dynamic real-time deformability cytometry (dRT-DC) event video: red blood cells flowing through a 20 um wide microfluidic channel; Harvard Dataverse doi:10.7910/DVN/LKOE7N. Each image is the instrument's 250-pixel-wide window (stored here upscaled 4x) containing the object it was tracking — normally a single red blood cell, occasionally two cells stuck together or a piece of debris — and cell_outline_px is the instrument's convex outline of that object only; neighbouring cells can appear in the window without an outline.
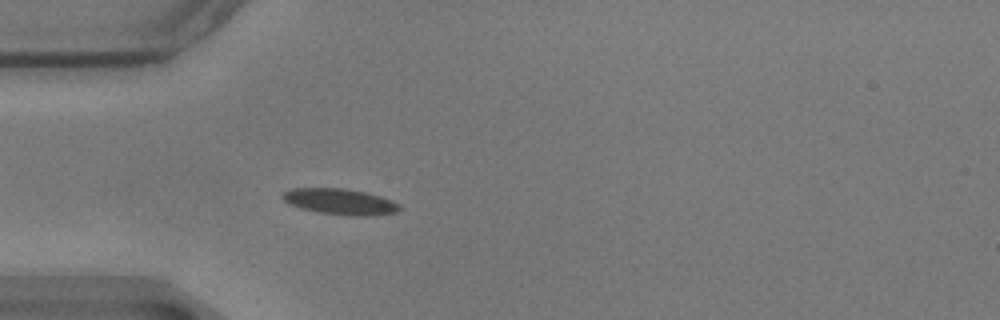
{"species": "common noctule bat (a hibernating species)", "species_latin": "Nyctalus noctula", "temperature_condition": "warm", "stored_images_in_passage": 42, "camera_frame_rate_fps": 3000, "um_per_image_px": 0.085, "animal": {"sex": "male", "body_mass_g": 17.9}, "frame": {"image": 1, "passage_image": 1, "time_ms": 0.0, "image_size_px": [1000, 320], "cell_outline_px": [[400, 208], [396, 212], [364, 216], [352, 216], [320, 212], [300, 208], [288, 204], [280, 196], [284, 192], [292, 188], [344, 188], [364, 192], [380, 196], [392, 200], [400, 204]], "centroid_in_image_um": [28.88, 17.13], "position_along_channel_um": 56.1, "area_um2": 17.57}}
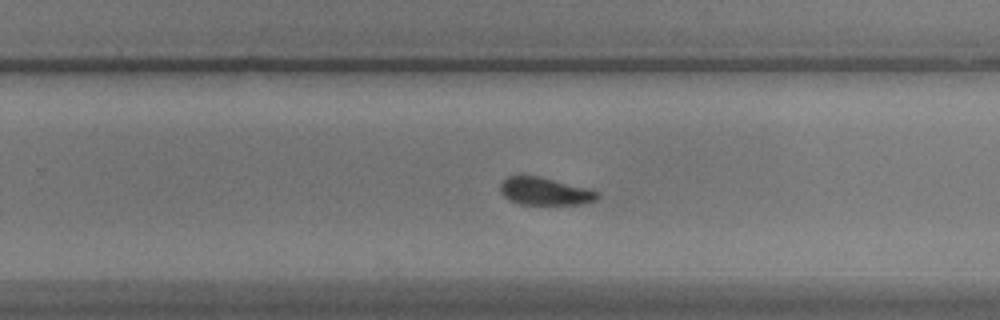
{"frame": {"image": 2, "passage_image": 21, "time_ms": 6.667, "image_size_px": [1000, 320], "cell_outline_px": [[600, 196], [596, 200], [580, 204], [520, 204], [508, 200], [500, 192], [500, 184], [508, 176], [540, 176], [600, 192]], "centroid_in_image_um": [46.3, 16.27], "position_along_channel_um": 283.5, "area_um2": 15.49}}
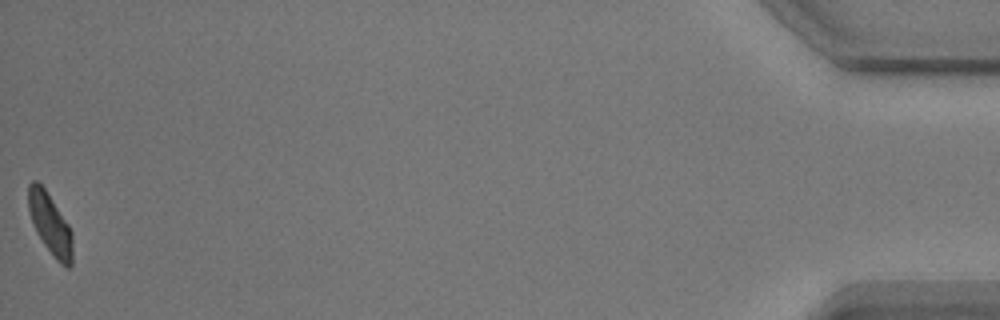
{"frame": {"image": 3, "passage_image": 42, "time_ms": 13.667, "image_size_px": [1000, 320], "cell_outline_px": [[72, 264], [68, 268], [64, 268], [52, 256], [36, 232], [28, 208], [28, 184], [32, 180], [36, 180], [44, 188], [68, 224], [72, 232]], "centroid_in_image_um": [4.26, 19.08], "position_along_channel_um": 430.9, "area_um2": 15.66}, "authors_computed_cell_mechanics": {"area_um2": 16.4441, "velocity_mm_per_s": 3.4837, "shape_relaxation_time_tau1_ms": 4.6518, "shape_relaxation_time_tau2_ms": 2.2049, "deformation_change_tau1": 0.1142, "deformation_change_tau2": 0.072}}